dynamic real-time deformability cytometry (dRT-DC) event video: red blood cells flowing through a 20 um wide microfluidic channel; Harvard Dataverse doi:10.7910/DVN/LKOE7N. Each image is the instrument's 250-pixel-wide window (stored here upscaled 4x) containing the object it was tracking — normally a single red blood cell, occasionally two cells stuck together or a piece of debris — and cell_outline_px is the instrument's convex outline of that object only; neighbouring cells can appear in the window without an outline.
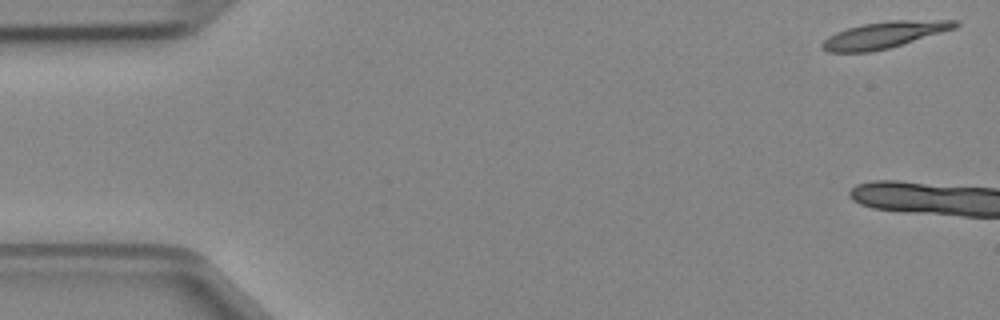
{"species": "Egyptian fruit bat (a non-hibernating species)", "species_latin": "Rousettus aegyptiacus", "temperature_condition": "cold", "stored_images_in_passage": 4, "camera_frame_rate_fps": 3000, "um_per_image_px": 0.085, "animal": {"sex": "female"}, "frame": {"image": 1, "passage_image": 1, "time_ms": 0.0, "image_size_px": [1000, 320], "cell_outline_px": [[960, 24], [956, 28], [888, 48], [868, 52], [828, 52], [820, 48], [820, 44], [828, 36], [836, 32], [848, 28], [864, 24], [888, 20], [960, 20]], "centroid_in_image_um": [75.15, 2.96], "position_along_channel_um": 9.9, "area_um2": 20.46}}